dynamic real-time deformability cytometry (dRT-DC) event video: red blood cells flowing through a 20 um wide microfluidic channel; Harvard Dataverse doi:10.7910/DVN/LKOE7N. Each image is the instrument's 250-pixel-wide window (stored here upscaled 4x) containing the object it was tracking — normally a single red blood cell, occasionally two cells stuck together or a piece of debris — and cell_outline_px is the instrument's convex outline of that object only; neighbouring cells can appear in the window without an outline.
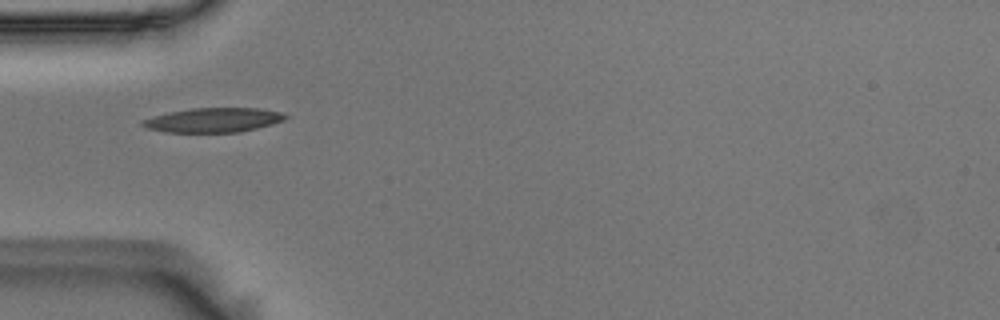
{"species": "Egyptian fruit bat (a non-hibernating species)", "species_latin": "Rousettus aegyptiacus", "temperature_condition": "room temperature", "stored_images_in_passage": 41, "camera_frame_rate_fps": 3000, "um_per_image_px": 0.085, "animal": {"sex": "male"}, "frame": {"image": 1, "passage_image": 3, "time_ms": 0.667, "image_size_px": [1000, 320], "cell_outline_px": [[288, 116], [284, 120], [272, 124], [240, 132], [164, 132], [144, 128], [140, 124], [140, 120], [168, 112], [192, 108], [260, 108], [280, 112]], "centroid_in_image_um": [18.08, 10.2], "position_along_channel_um": 66.9, "area_um2": 20.4}}
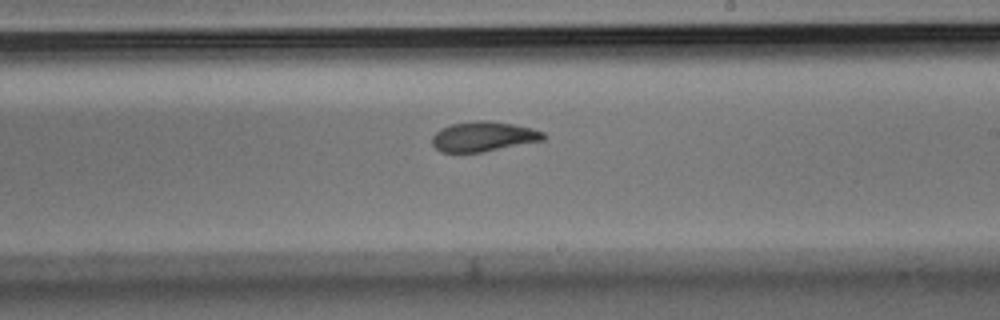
{"frame": {"image": 2, "passage_image": 18, "time_ms": 5.667, "image_size_px": [1000, 320], "cell_outline_px": [[548, 136], [544, 140], [484, 152], [440, 152], [432, 144], [432, 136], [440, 128], [452, 124], [476, 120], [480, 120], [512, 124], [532, 128], [544, 132]], "centroid_in_image_um": [41.1, 11.61], "position_along_channel_um": 247.9, "area_um2": 19.42}}
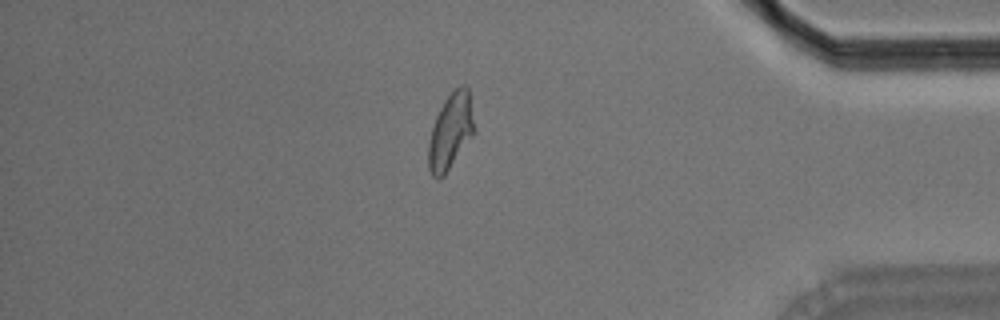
{"frame": {"image": 3, "passage_image": 33, "time_ms": 10.667, "image_size_px": [1000, 320], "cell_outline_px": [[472, 136], [444, 176], [440, 180], [436, 180], [432, 176], [428, 168], [428, 144], [432, 128], [436, 116], [444, 100], [460, 84], [468, 84], [472, 120]], "centroid_in_image_um": [38.25, 11.2], "position_along_channel_um": 396.9, "area_um2": 19.88}, "authors_computed_cell_mechanics": {"area_um2": 20.1144, "velocity_mm_per_s": 3.6132, "shape_relaxation_time_tau1_ms": 5.3056, "shape_relaxation_time_tau2_ms": 2.1711, "deformation_change_tau1": 0.1778, "deformation_change_tau2": 0.0901}}